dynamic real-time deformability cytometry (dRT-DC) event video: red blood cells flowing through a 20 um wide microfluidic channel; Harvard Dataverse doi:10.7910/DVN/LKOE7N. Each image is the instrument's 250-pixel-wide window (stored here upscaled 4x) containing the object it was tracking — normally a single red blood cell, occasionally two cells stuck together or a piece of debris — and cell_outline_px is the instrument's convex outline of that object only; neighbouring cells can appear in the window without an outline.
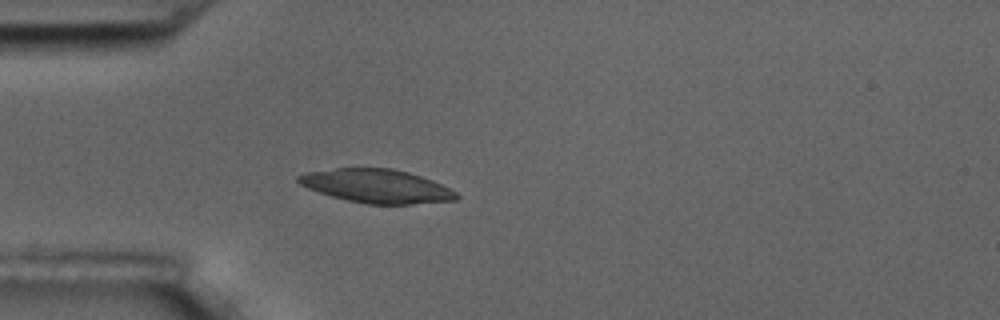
{"species": "common noctule bat (a hibernating species)", "species_latin": "Nyctalus noctula", "temperature_condition": "room temperature", "stored_images_in_passage": 1, "camera_frame_rate_fps": 3000, "um_per_image_px": 0.085, "animal": {"sex": "male", "body_mass_g": 17.5, "forearm_length_mm": 52.3}, "frame": {"image": 1, "passage_image": 1, "time_ms": 0.0, "image_size_px": [1000, 320], "cell_outline_px": [[460, 196], [456, 200], [412, 204], [368, 204], [348, 200], [332, 196], [308, 188], [300, 184], [296, 180], [296, 176], [304, 172], [336, 168], [392, 168], [408, 172], [432, 180], [456, 192]], "centroid_in_image_um": [31.99, 15.81], "position_along_channel_um": 53.0, "area_um2": 30.81}}